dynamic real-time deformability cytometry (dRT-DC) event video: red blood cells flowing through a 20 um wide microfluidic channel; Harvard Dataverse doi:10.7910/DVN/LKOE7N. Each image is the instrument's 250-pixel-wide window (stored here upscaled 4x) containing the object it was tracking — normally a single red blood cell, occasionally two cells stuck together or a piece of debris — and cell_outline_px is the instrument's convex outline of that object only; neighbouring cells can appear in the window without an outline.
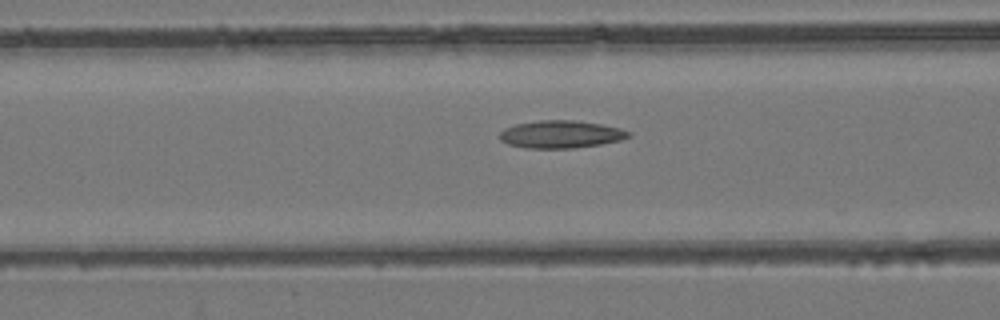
{"species": "common noctule bat (a hibernating species)", "species_latin": "Nyctalus noctula", "temperature_condition": "room temperature", "stored_images_in_passage": 54, "camera_frame_rate_fps": 3000, "um_per_image_px": 0.085, "animal": {"sex": "female", "body_mass_g": 24.6, "forearm_length_mm": 56.2}, "frame": {"image": 1, "passage_image": 22, "time_ms": 7.0, "image_size_px": [1000, 320], "cell_outline_px": [[632, 136], [620, 140], [600, 144], [572, 148], [524, 148], [508, 144], [500, 140], [500, 132], [504, 128], [516, 124], [540, 120], [572, 120], [600, 124], [620, 128], [632, 132]], "centroid_in_image_um": [47.67, 11.41], "position_along_channel_um": 118.9, "area_um2": 20.69}}
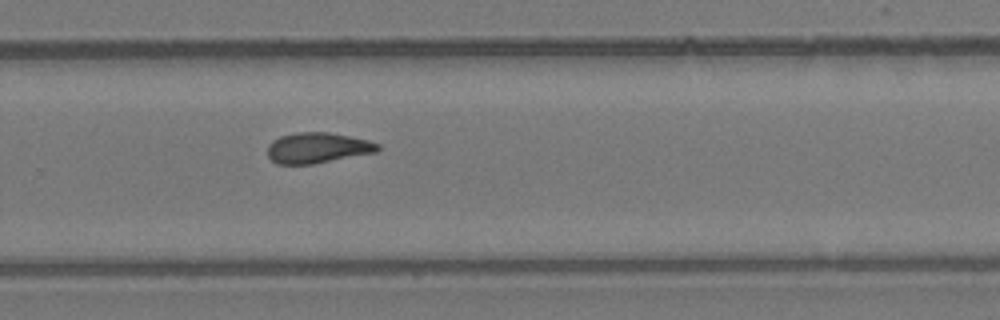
{"frame": {"image": 2, "passage_image": 36, "time_ms": 11.667, "image_size_px": [1000, 320], "cell_outline_px": [[380, 148], [376, 152], [312, 164], [276, 164], [268, 156], [268, 144], [272, 140], [280, 136], [296, 132], [328, 132], [368, 140], [380, 144]], "centroid_in_image_um": [26.97, 12.56], "position_along_channel_um": 302.8, "area_um2": 19.59}}
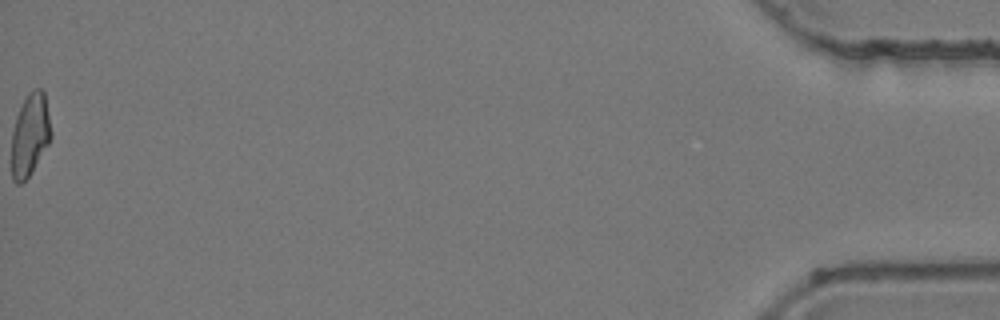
{"frame": {"image": 3, "passage_image": 54, "time_ms": 17.667, "image_size_px": [1000, 320], "cell_outline_px": [[52, 136], [48, 144], [28, 176], [20, 184], [16, 184], [12, 180], [12, 132], [16, 116], [28, 92], [32, 88], [40, 88], [44, 92], [52, 132]], "centroid_in_image_um": [2.55, 11.43], "position_along_channel_um": 432.7, "area_um2": 18.79}, "authors_computed_cell_mechanics": {"area_um2": 19.9121, "velocity_mm_per_s": 3.9469, "shape_relaxation_time_tau1_ms": null, "shape_relaxation_time_tau2_ms": 7.332, "deformation_change_tau1": null, "deformation_change_tau2": 0.1687}}